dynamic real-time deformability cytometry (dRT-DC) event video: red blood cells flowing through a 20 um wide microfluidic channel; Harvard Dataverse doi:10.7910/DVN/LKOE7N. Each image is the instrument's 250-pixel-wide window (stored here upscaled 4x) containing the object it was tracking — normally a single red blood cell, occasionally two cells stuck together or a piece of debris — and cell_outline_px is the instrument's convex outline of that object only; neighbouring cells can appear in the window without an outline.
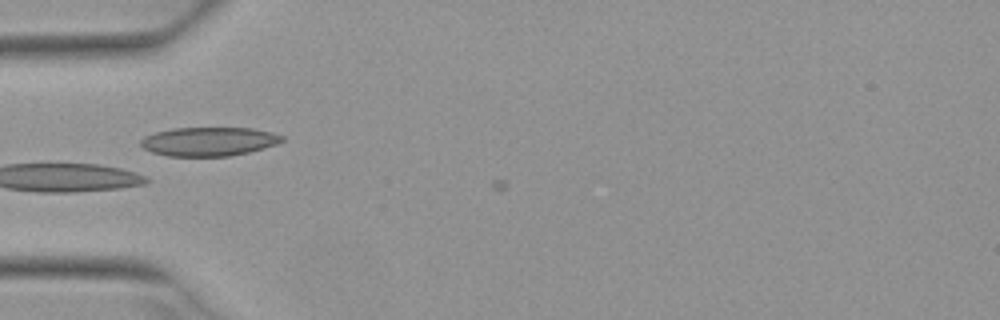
{"species": "Egyptian fruit bat (a non-hibernating species)", "species_latin": "Rousettus aegyptiacus", "temperature_condition": "warm", "stored_images_in_passage": 5, "camera_frame_rate_fps": 3000, "um_per_image_px": 0.085, "animal": {"sex": "female"}, "frame": {"image": 1, "passage_image": 5, "time_ms": 1.333, "image_size_px": [1000, 320], "cell_outline_px": [[284, 140], [276, 144], [264, 148], [248, 152], [228, 156], [168, 156], [152, 152], [144, 148], [140, 144], [140, 140], [144, 136], [156, 132], [172, 128], [252, 128], [272, 132], [284, 136]], "centroid_in_image_um": [17.75, 12.02], "position_along_channel_um": 67.3, "area_um2": 23.76}}